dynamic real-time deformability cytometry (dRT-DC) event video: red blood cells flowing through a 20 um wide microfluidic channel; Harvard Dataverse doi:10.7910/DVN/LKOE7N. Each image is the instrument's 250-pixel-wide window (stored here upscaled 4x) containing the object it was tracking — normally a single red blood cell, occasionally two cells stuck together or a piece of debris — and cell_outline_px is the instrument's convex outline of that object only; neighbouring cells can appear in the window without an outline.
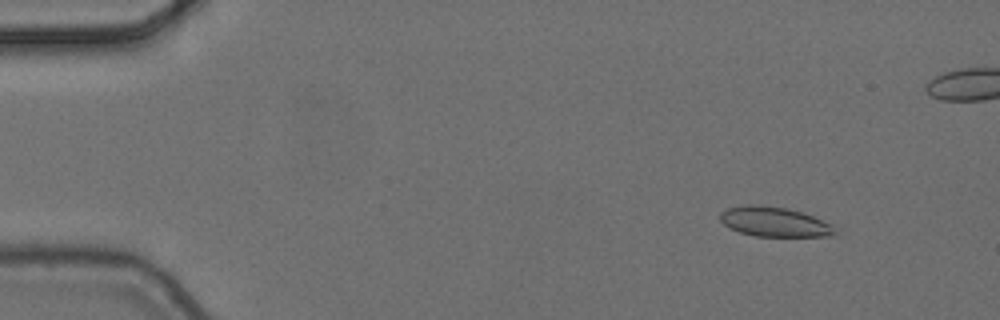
{"species": "common noctule bat (a hibernating species)", "species_latin": "Nyctalus noctula", "temperature_condition": "cold", "stored_images_in_passage": 5, "camera_frame_rate_fps": 3000, "um_per_image_px": 0.085, "animal": {"sex": "female", "body_mass_g": 24.6, "forearm_length_mm": 56.2}, "frame": {"image": 1, "passage_image": 2, "time_ms": 0.333, "image_size_px": [1000, 320], "cell_outline_px": [[840, 232], [836, 236], [756, 236], [740, 232], [728, 228], [720, 220], [720, 212], [728, 208], [744, 204], [760, 204], [788, 208], [812, 216], [832, 224]], "centroid_in_image_um": [65.84, 18.85], "position_along_channel_um": 19.2, "area_um2": 20.17}}
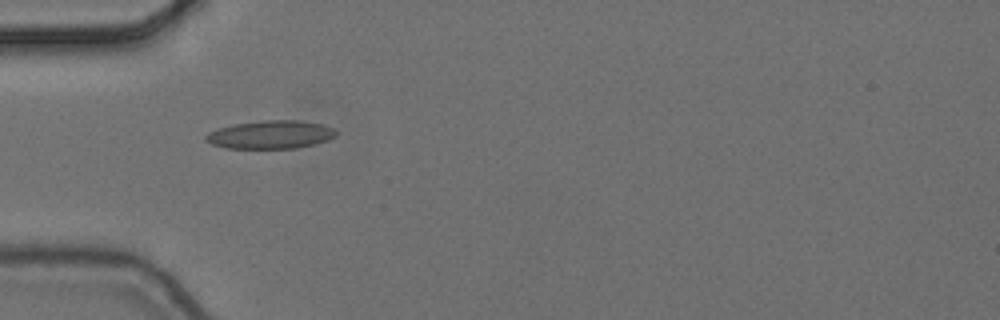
{"frame": {"image": 2, "passage_image": 4, "time_ms": 1.0, "image_size_px": [1000, 320], "cell_outline_px": [[336, 136], [328, 140], [296, 148], [224, 148], [212, 144], [204, 140], [204, 136], [208, 132], [216, 128], [232, 124], [260, 120], [296, 120], [324, 124], [332, 128], [336, 132]], "centroid_in_image_um": [22.94, 11.43], "position_along_channel_um": 62.1, "area_um2": 21.56}}
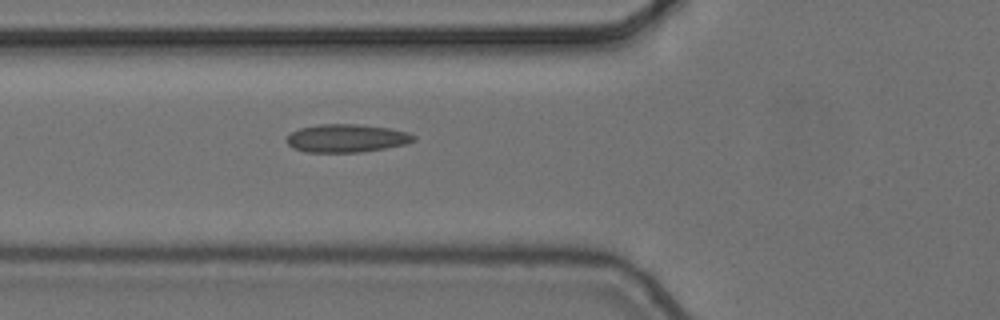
{"frame": {"image": 3, "passage_image": 5, "time_ms": 1.333, "image_size_px": [1000, 320], "cell_outline_px": [[416, 140], [408, 144], [360, 152], [304, 152], [292, 148], [284, 140], [292, 132], [300, 128], [320, 124], [356, 124], [388, 128], [408, 132], [416, 136]], "centroid_in_image_um": [29.46, 11.75], "position_along_channel_um": 96.3, "area_um2": 20.87}}